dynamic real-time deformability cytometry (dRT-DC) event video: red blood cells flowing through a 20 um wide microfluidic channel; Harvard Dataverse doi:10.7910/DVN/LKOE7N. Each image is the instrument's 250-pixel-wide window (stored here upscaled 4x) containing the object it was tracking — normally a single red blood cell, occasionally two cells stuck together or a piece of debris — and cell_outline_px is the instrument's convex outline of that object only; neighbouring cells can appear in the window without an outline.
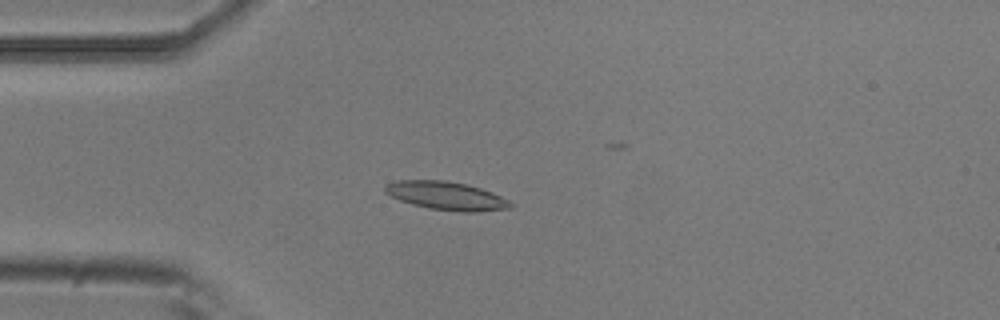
{"species": "common noctule bat (a hibernating species)", "species_latin": "Nyctalus noctula", "temperature_condition": "room temperature", "stored_images_in_passage": 5, "camera_frame_rate_fps": 3000, "um_per_image_px": 0.085, "animal": {"sex": "male", "body_mass_g": 20.5, "forearm_length_mm": 52.5}, "frame": {"image": 1, "passage_image": 4, "time_ms": 1.0, "image_size_px": [1000, 320], "cell_outline_px": [[512, 208], [476, 212], [460, 212], [428, 208], [412, 204], [400, 200], [384, 192], [384, 188], [388, 184], [396, 180], [444, 180], [468, 184], [492, 192], [508, 200], [512, 204]], "centroid_in_image_um": [37.95, 16.64], "position_along_channel_um": 47.1, "area_um2": 20.69}}